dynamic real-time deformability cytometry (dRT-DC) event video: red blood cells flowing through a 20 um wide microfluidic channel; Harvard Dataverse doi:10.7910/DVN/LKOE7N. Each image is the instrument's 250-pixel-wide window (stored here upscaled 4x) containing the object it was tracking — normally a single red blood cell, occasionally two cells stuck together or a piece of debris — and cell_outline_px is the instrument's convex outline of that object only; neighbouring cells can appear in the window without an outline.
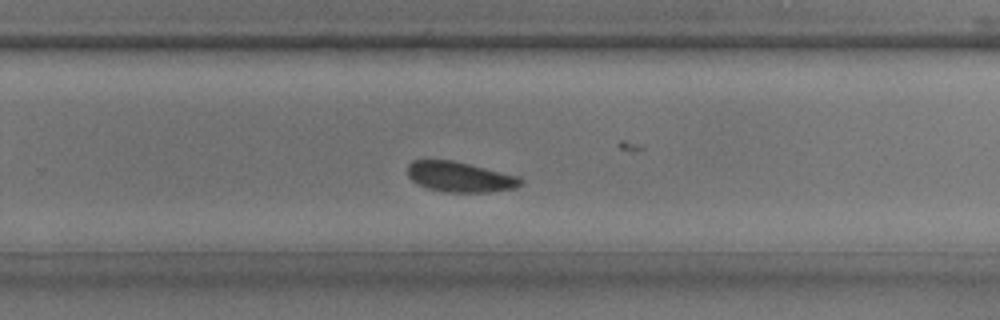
{"species": "common noctule bat (a hibernating species)", "species_latin": "Nyctalus noctula", "temperature_condition": "room temperature", "stored_images_in_passage": 33, "camera_frame_rate_fps": 3000, "um_per_image_px": 0.085, "animal": {"sex": "male", "body_mass_g": 17.9, "forearm_length_mm": 54.2}, "frame": {"image": 1, "passage_image": 19, "time_ms": 6.0, "image_size_px": [1000, 320], "cell_outline_px": [[524, 180], [516, 188], [488, 192], [448, 192], [428, 188], [412, 180], [408, 176], [408, 164], [412, 160], [452, 160], [520, 176]], "centroid_in_image_um": [39.12, 15.03], "position_along_channel_um": 290.7, "area_um2": 19.83}}
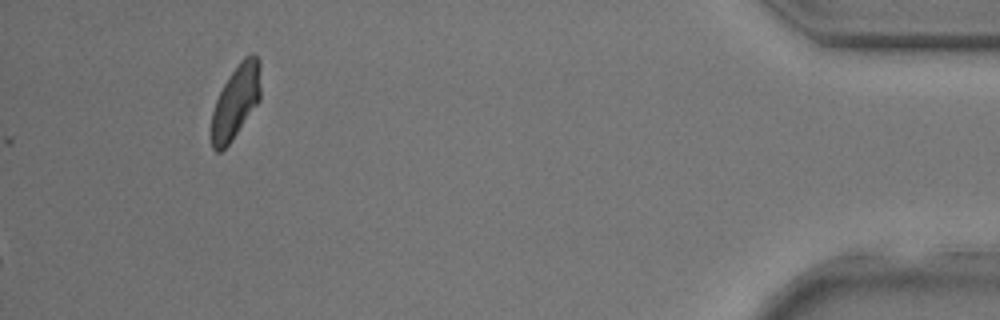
{"frame": {"image": 2, "passage_image": 33, "time_ms": 10.667, "image_size_px": [1000, 320], "cell_outline_px": [[260, 100], [232, 140], [220, 152], [216, 152], [212, 148], [212, 112], [216, 100], [228, 76], [240, 60], [244, 56], [256, 56], [260, 60]], "centroid_in_image_um": [20.05, 8.63], "position_along_channel_um": 415.2, "area_um2": 20.87}}